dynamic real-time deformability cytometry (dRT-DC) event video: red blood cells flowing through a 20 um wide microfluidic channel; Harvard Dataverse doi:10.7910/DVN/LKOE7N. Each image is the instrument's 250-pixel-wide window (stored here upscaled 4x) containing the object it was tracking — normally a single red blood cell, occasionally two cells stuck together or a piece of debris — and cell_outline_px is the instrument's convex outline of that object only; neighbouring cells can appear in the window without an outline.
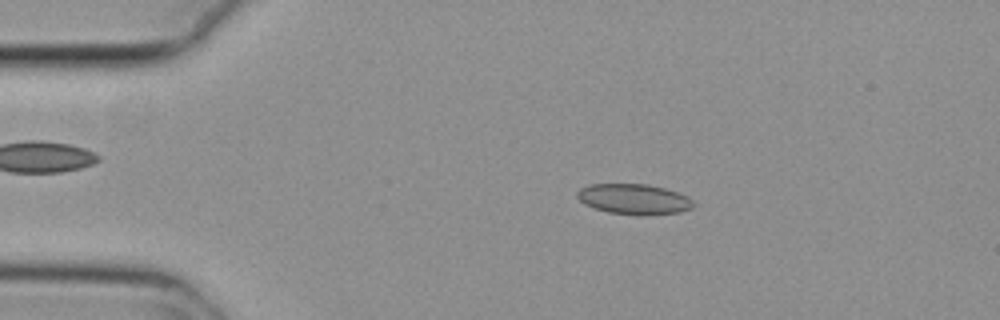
{"species": "common noctule bat (a hibernating species)", "species_latin": "Nyctalus noctula", "temperature_condition": "cold", "stored_images_in_passage": 54, "camera_frame_rate_fps": 3000, "um_per_image_px": 0.085, "animal": {"sex": "female", "body_mass_g": 29.2, "forearm_length_mm": 56.3}, "frame": {"image": 1, "passage_image": 10, "time_ms": 3.0, "image_size_px": [1000, 320], "cell_outline_px": [[696, 204], [692, 208], [680, 212], [648, 216], [636, 216], [608, 212], [584, 204], [576, 196], [576, 192], [580, 188], [588, 184], [648, 184], [664, 188], [688, 196]], "centroid_in_image_um": [53.9, 16.94], "position_along_channel_um": 31.1, "area_um2": 20.92}}
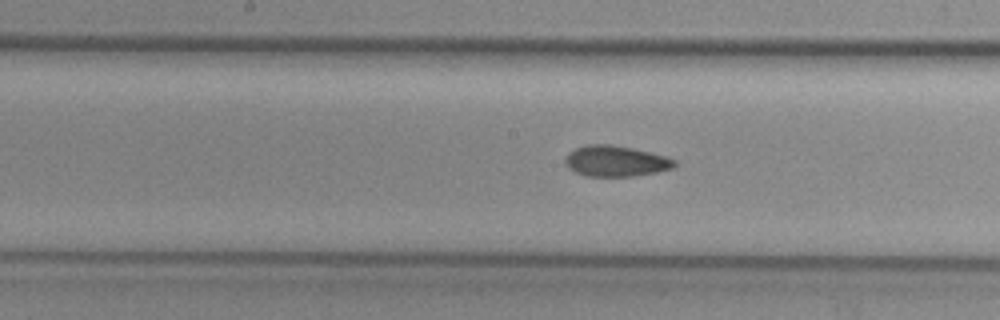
{"frame": {"image": 2, "passage_image": 27, "time_ms": 8.667, "image_size_px": [1000, 320], "cell_outline_px": [[676, 164], [672, 168], [656, 172], [632, 176], [584, 176], [568, 168], [564, 164], [564, 160], [568, 152], [576, 148], [588, 144], [612, 144], [632, 148], [664, 156], [676, 160]], "centroid_in_image_um": [52.28, 13.69], "position_along_channel_um": 195.9, "area_um2": 19.59}}
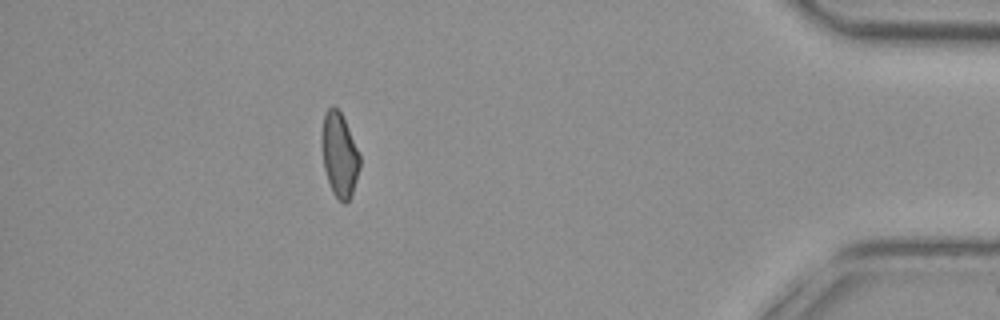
{"frame": {"image": 3, "passage_image": 48, "time_ms": 15.667, "image_size_px": [1000, 320], "cell_outline_px": [[360, 168], [352, 192], [348, 200], [344, 204], [332, 192], [324, 168], [320, 140], [324, 116], [328, 108], [336, 108], [340, 112], [344, 120], [360, 156]], "centroid_in_image_um": [28.83, 13.18], "position_along_channel_um": 406.4, "area_um2": 18.26}, "authors_computed_cell_mechanics": {"area_um2": 19.7387, "velocity_mm_per_s": 3.7789, "shape_relaxation_time_tau1_ms": null, "shape_relaxation_time_tau2_ms": 4.6041, "deformation_change_tau1": null, "deformation_change_tau2": 0.0954}}